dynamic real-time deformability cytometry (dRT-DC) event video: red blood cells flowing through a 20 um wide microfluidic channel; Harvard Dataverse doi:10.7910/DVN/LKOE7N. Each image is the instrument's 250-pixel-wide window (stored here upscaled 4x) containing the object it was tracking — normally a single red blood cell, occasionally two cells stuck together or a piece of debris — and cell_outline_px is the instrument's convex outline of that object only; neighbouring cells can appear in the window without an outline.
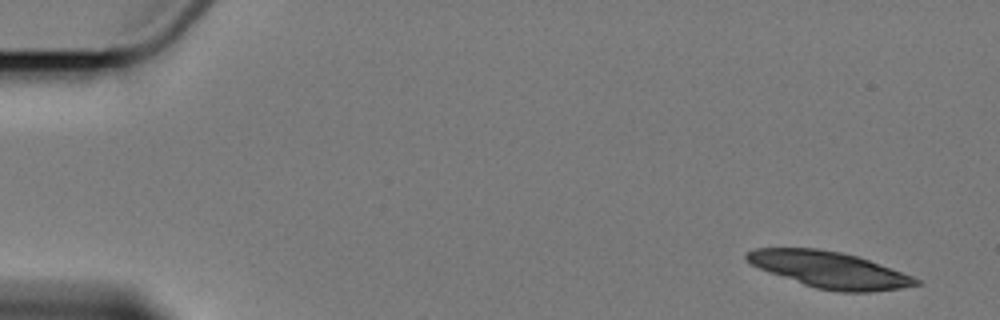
{"species": "Egyptian fruit bat (a non-hibernating species)", "species_latin": "Rousettus aegyptiacus", "temperature_condition": "cold", "stored_images_in_passage": 2, "camera_frame_rate_fps": 3000, "um_per_image_px": 0.085, "animal": {"sex": "female"}, "frame": {"image": 1, "passage_image": 1, "time_ms": 0.0, "image_size_px": [1000, 320], "cell_outline_px": [[924, 284], [900, 288], [868, 292], [836, 292], [816, 288], [768, 272], [752, 264], [744, 256], [748, 252], [756, 248], [816, 248], [840, 252], [856, 256], [868, 260], [912, 276], [920, 280]], "centroid_in_image_um": [70.52, 22.94], "position_along_channel_um": 14.5, "area_um2": 35.37}}